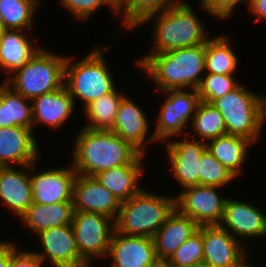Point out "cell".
Returning a JSON list of instances; mask_svg holds the SVG:
<instances>
[{"label":"cell","mask_w":266,"mask_h":267,"mask_svg":"<svg viewBox=\"0 0 266 267\" xmlns=\"http://www.w3.org/2000/svg\"><path fill=\"white\" fill-rule=\"evenodd\" d=\"M72 166L94 177L101 171L131 164L141 153L111 130L82 127L74 138Z\"/></svg>","instance_id":"6da1fadb"},{"label":"cell","mask_w":266,"mask_h":267,"mask_svg":"<svg viewBox=\"0 0 266 267\" xmlns=\"http://www.w3.org/2000/svg\"><path fill=\"white\" fill-rule=\"evenodd\" d=\"M205 44L151 54L140 66L158 91L198 89L205 75ZM203 74V75H202Z\"/></svg>","instance_id":"7a4b0ae2"},{"label":"cell","mask_w":266,"mask_h":267,"mask_svg":"<svg viewBox=\"0 0 266 267\" xmlns=\"http://www.w3.org/2000/svg\"><path fill=\"white\" fill-rule=\"evenodd\" d=\"M189 3L184 2L170 9L150 16L145 22L154 20L153 48L142 56L136 66H140L151 54H160L173 49L205 44L208 39L205 25L197 17Z\"/></svg>","instance_id":"3957f363"},{"label":"cell","mask_w":266,"mask_h":267,"mask_svg":"<svg viewBox=\"0 0 266 267\" xmlns=\"http://www.w3.org/2000/svg\"><path fill=\"white\" fill-rule=\"evenodd\" d=\"M111 47L101 49L100 46L91 50L84 58L72 63L67 57L65 63L64 86L75 99L83 101L84 108L91 102L116 89L114 79L104 52Z\"/></svg>","instance_id":"277c9868"},{"label":"cell","mask_w":266,"mask_h":267,"mask_svg":"<svg viewBox=\"0 0 266 267\" xmlns=\"http://www.w3.org/2000/svg\"><path fill=\"white\" fill-rule=\"evenodd\" d=\"M175 209V197L154 194L146 189L120 205L115 231L124 235L153 238Z\"/></svg>","instance_id":"5b68a950"},{"label":"cell","mask_w":266,"mask_h":267,"mask_svg":"<svg viewBox=\"0 0 266 267\" xmlns=\"http://www.w3.org/2000/svg\"><path fill=\"white\" fill-rule=\"evenodd\" d=\"M67 56L40 48L27 63L4 81L15 92L32 100L64 87Z\"/></svg>","instance_id":"8992f818"},{"label":"cell","mask_w":266,"mask_h":267,"mask_svg":"<svg viewBox=\"0 0 266 267\" xmlns=\"http://www.w3.org/2000/svg\"><path fill=\"white\" fill-rule=\"evenodd\" d=\"M246 89L241 83L212 104L221 113L227 134L240 136L252 143L260 137L264 125L263 96Z\"/></svg>","instance_id":"52a82bcc"},{"label":"cell","mask_w":266,"mask_h":267,"mask_svg":"<svg viewBox=\"0 0 266 267\" xmlns=\"http://www.w3.org/2000/svg\"><path fill=\"white\" fill-rule=\"evenodd\" d=\"M71 224L80 256L90 267L96 257L108 255L115 220L100 213L74 211Z\"/></svg>","instance_id":"ba28073f"},{"label":"cell","mask_w":266,"mask_h":267,"mask_svg":"<svg viewBox=\"0 0 266 267\" xmlns=\"http://www.w3.org/2000/svg\"><path fill=\"white\" fill-rule=\"evenodd\" d=\"M162 93H164L166 100L156 116L157 120L155 119L157 125L153 135L156 141L161 142L163 140L165 142L172 136L180 135L183 130L185 131V138H188L186 126H190V119L192 120L191 117L194 116L201 101L198 91L196 89H192L191 92L168 90Z\"/></svg>","instance_id":"9c48e42d"},{"label":"cell","mask_w":266,"mask_h":267,"mask_svg":"<svg viewBox=\"0 0 266 267\" xmlns=\"http://www.w3.org/2000/svg\"><path fill=\"white\" fill-rule=\"evenodd\" d=\"M218 188L200 184L184 188L175 197V208L199 226L219 225L227 198L217 192Z\"/></svg>","instance_id":"30bf717a"},{"label":"cell","mask_w":266,"mask_h":267,"mask_svg":"<svg viewBox=\"0 0 266 267\" xmlns=\"http://www.w3.org/2000/svg\"><path fill=\"white\" fill-rule=\"evenodd\" d=\"M203 264L207 267H252L245 242L219 225L202 226Z\"/></svg>","instance_id":"8fae6325"},{"label":"cell","mask_w":266,"mask_h":267,"mask_svg":"<svg viewBox=\"0 0 266 267\" xmlns=\"http://www.w3.org/2000/svg\"><path fill=\"white\" fill-rule=\"evenodd\" d=\"M43 251L34 253L54 267H90L80 256L72 224L52 227L37 234Z\"/></svg>","instance_id":"7c38bea8"},{"label":"cell","mask_w":266,"mask_h":267,"mask_svg":"<svg viewBox=\"0 0 266 267\" xmlns=\"http://www.w3.org/2000/svg\"><path fill=\"white\" fill-rule=\"evenodd\" d=\"M35 164L30 165L33 203L50 205L72 202L73 184L77 175L74 167L69 165L34 173Z\"/></svg>","instance_id":"4fadbf2b"},{"label":"cell","mask_w":266,"mask_h":267,"mask_svg":"<svg viewBox=\"0 0 266 267\" xmlns=\"http://www.w3.org/2000/svg\"><path fill=\"white\" fill-rule=\"evenodd\" d=\"M108 256L113 261L110 267H157L160 264L153 238L116 231L111 238Z\"/></svg>","instance_id":"5bb4252c"},{"label":"cell","mask_w":266,"mask_h":267,"mask_svg":"<svg viewBox=\"0 0 266 267\" xmlns=\"http://www.w3.org/2000/svg\"><path fill=\"white\" fill-rule=\"evenodd\" d=\"M148 120L144 110L125 95L118 106L114 125L110 130L146 155L147 144L156 141L153 134L150 138L147 137L150 130Z\"/></svg>","instance_id":"9a60e30c"},{"label":"cell","mask_w":266,"mask_h":267,"mask_svg":"<svg viewBox=\"0 0 266 267\" xmlns=\"http://www.w3.org/2000/svg\"><path fill=\"white\" fill-rule=\"evenodd\" d=\"M184 139L181 141H165L170 168L182 189L199 185L200 157L207 149L206 142Z\"/></svg>","instance_id":"2e32d148"},{"label":"cell","mask_w":266,"mask_h":267,"mask_svg":"<svg viewBox=\"0 0 266 267\" xmlns=\"http://www.w3.org/2000/svg\"><path fill=\"white\" fill-rule=\"evenodd\" d=\"M74 211L100 213L117 219L121 203L94 177L77 174L73 184Z\"/></svg>","instance_id":"e0dca14e"},{"label":"cell","mask_w":266,"mask_h":267,"mask_svg":"<svg viewBox=\"0 0 266 267\" xmlns=\"http://www.w3.org/2000/svg\"><path fill=\"white\" fill-rule=\"evenodd\" d=\"M250 202L238 201L227 197L224 215L219 226L234 238L263 237L266 234V214ZM224 223V224H223Z\"/></svg>","instance_id":"ac0fdd59"},{"label":"cell","mask_w":266,"mask_h":267,"mask_svg":"<svg viewBox=\"0 0 266 267\" xmlns=\"http://www.w3.org/2000/svg\"><path fill=\"white\" fill-rule=\"evenodd\" d=\"M34 130L21 126L0 128V167L26 166L39 161Z\"/></svg>","instance_id":"d6986e66"},{"label":"cell","mask_w":266,"mask_h":267,"mask_svg":"<svg viewBox=\"0 0 266 267\" xmlns=\"http://www.w3.org/2000/svg\"><path fill=\"white\" fill-rule=\"evenodd\" d=\"M21 168L0 167V202L20 218L33 203L30 165Z\"/></svg>","instance_id":"ffe728a7"},{"label":"cell","mask_w":266,"mask_h":267,"mask_svg":"<svg viewBox=\"0 0 266 267\" xmlns=\"http://www.w3.org/2000/svg\"><path fill=\"white\" fill-rule=\"evenodd\" d=\"M198 228L199 225L194 220L175 208L153 236L158 261L165 263Z\"/></svg>","instance_id":"44dd1931"},{"label":"cell","mask_w":266,"mask_h":267,"mask_svg":"<svg viewBox=\"0 0 266 267\" xmlns=\"http://www.w3.org/2000/svg\"><path fill=\"white\" fill-rule=\"evenodd\" d=\"M31 102L33 129L38 123L52 129L60 128L71 117L76 106L65 86L51 93L37 96Z\"/></svg>","instance_id":"7402d4cb"},{"label":"cell","mask_w":266,"mask_h":267,"mask_svg":"<svg viewBox=\"0 0 266 267\" xmlns=\"http://www.w3.org/2000/svg\"><path fill=\"white\" fill-rule=\"evenodd\" d=\"M144 157V154H140L131 164L101 171L94 178L120 203L128 201L143 188L139 186V181L145 172L143 169L145 168L143 166Z\"/></svg>","instance_id":"603a6c76"},{"label":"cell","mask_w":266,"mask_h":267,"mask_svg":"<svg viewBox=\"0 0 266 267\" xmlns=\"http://www.w3.org/2000/svg\"><path fill=\"white\" fill-rule=\"evenodd\" d=\"M23 32L7 29L0 40V69L6 74L20 70L40 49Z\"/></svg>","instance_id":"cb8c5ba5"},{"label":"cell","mask_w":266,"mask_h":267,"mask_svg":"<svg viewBox=\"0 0 266 267\" xmlns=\"http://www.w3.org/2000/svg\"><path fill=\"white\" fill-rule=\"evenodd\" d=\"M73 214L72 202H60L50 205L32 203L20 219L26 224L27 229L37 235L52 227L71 224Z\"/></svg>","instance_id":"d4e9b609"},{"label":"cell","mask_w":266,"mask_h":267,"mask_svg":"<svg viewBox=\"0 0 266 267\" xmlns=\"http://www.w3.org/2000/svg\"><path fill=\"white\" fill-rule=\"evenodd\" d=\"M253 144L244 137L223 135L206 143L207 150L236 178L242 172L244 161L248 157L249 145Z\"/></svg>","instance_id":"484cf974"},{"label":"cell","mask_w":266,"mask_h":267,"mask_svg":"<svg viewBox=\"0 0 266 267\" xmlns=\"http://www.w3.org/2000/svg\"><path fill=\"white\" fill-rule=\"evenodd\" d=\"M13 126L33 130L32 102L3 82L0 84V128Z\"/></svg>","instance_id":"4316f807"},{"label":"cell","mask_w":266,"mask_h":267,"mask_svg":"<svg viewBox=\"0 0 266 267\" xmlns=\"http://www.w3.org/2000/svg\"><path fill=\"white\" fill-rule=\"evenodd\" d=\"M225 35L208 38L205 43V72L219 75L234 74L238 57Z\"/></svg>","instance_id":"83f0119b"},{"label":"cell","mask_w":266,"mask_h":267,"mask_svg":"<svg viewBox=\"0 0 266 267\" xmlns=\"http://www.w3.org/2000/svg\"><path fill=\"white\" fill-rule=\"evenodd\" d=\"M190 125L191 133L187 132V136L192 138L197 136L200 141H206V143L227 134L225 122L219 110L212 103L204 101L199 102Z\"/></svg>","instance_id":"f1b7e54d"},{"label":"cell","mask_w":266,"mask_h":267,"mask_svg":"<svg viewBox=\"0 0 266 267\" xmlns=\"http://www.w3.org/2000/svg\"><path fill=\"white\" fill-rule=\"evenodd\" d=\"M124 96L125 94L115 89L113 92L105 94L89 103L84 108V113L89 123H86L83 127L110 130L114 125L118 106Z\"/></svg>","instance_id":"f546056e"},{"label":"cell","mask_w":266,"mask_h":267,"mask_svg":"<svg viewBox=\"0 0 266 267\" xmlns=\"http://www.w3.org/2000/svg\"><path fill=\"white\" fill-rule=\"evenodd\" d=\"M40 0H0V20L6 29L29 31ZM25 29V30H24Z\"/></svg>","instance_id":"4dcf8cb0"},{"label":"cell","mask_w":266,"mask_h":267,"mask_svg":"<svg viewBox=\"0 0 266 267\" xmlns=\"http://www.w3.org/2000/svg\"><path fill=\"white\" fill-rule=\"evenodd\" d=\"M181 0H132L129 6L121 12L123 27L131 32L133 28L144 24L153 15L164 12L171 7L182 4Z\"/></svg>","instance_id":"1f68e13d"},{"label":"cell","mask_w":266,"mask_h":267,"mask_svg":"<svg viewBox=\"0 0 266 267\" xmlns=\"http://www.w3.org/2000/svg\"><path fill=\"white\" fill-rule=\"evenodd\" d=\"M164 264L168 267H192L203 264L202 226H199Z\"/></svg>","instance_id":"d6a6232c"},{"label":"cell","mask_w":266,"mask_h":267,"mask_svg":"<svg viewBox=\"0 0 266 267\" xmlns=\"http://www.w3.org/2000/svg\"><path fill=\"white\" fill-rule=\"evenodd\" d=\"M199 162L200 185L221 188L236 179L207 149L202 153Z\"/></svg>","instance_id":"836d02e7"},{"label":"cell","mask_w":266,"mask_h":267,"mask_svg":"<svg viewBox=\"0 0 266 267\" xmlns=\"http://www.w3.org/2000/svg\"><path fill=\"white\" fill-rule=\"evenodd\" d=\"M239 84L235 80L234 74L219 75L207 73L203 76L197 91L201 101L212 103L215 99L234 90Z\"/></svg>","instance_id":"e575fe53"},{"label":"cell","mask_w":266,"mask_h":267,"mask_svg":"<svg viewBox=\"0 0 266 267\" xmlns=\"http://www.w3.org/2000/svg\"><path fill=\"white\" fill-rule=\"evenodd\" d=\"M60 4L81 21L92 16L102 6H109L105 0H60Z\"/></svg>","instance_id":"d590c367"},{"label":"cell","mask_w":266,"mask_h":267,"mask_svg":"<svg viewBox=\"0 0 266 267\" xmlns=\"http://www.w3.org/2000/svg\"><path fill=\"white\" fill-rule=\"evenodd\" d=\"M245 1L249 7L251 0H202L201 8L211 16L218 17L219 19H226L233 14L236 6Z\"/></svg>","instance_id":"8d00e7d4"},{"label":"cell","mask_w":266,"mask_h":267,"mask_svg":"<svg viewBox=\"0 0 266 267\" xmlns=\"http://www.w3.org/2000/svg\"><path fill=\"white\" fill-rule=\"evenodd\" d=\"M14 243H12V255L10 257L9 267H41L42 260L33 252L20 251Z\"/></svg>","instance_id":"74e56055"},{"label":"cell","mask_w":266,"mask_h":267,"mask_svg":"<svg viewBox=\"0 0 266 267\" xmlns=\"http://www.w3.org/2000/svg\"><path fill=\"white\" fill-rule=\"evenodd\" d=\"M248 10L257 15L254 21H259L260 18L266 21V0H251Z\"/></svg>","instance_id":"f35d334b"},{"label":"cell","mask_w":266,"mask_h":267,"mask_svg":"<svg viewBox=\"0 0 266 267\" xmlns=\"http://www.w3.org/2000/svg\"><path fill=\"white\" fill-rule=\"evenodd\" d=\"M12 255V242L0 240V267H9Z\"/></svg>","instance_id":"ab89813d"},{"label":"cell","mask_w":266,"mask_h":267,"mask_svg":"<svg viewBox=\"0 0 266 267\" xmlns=\"http://www.w3.org/2000/svg\"><path fill=\"white\" fill-rule=\"evenodd\" d=\"M105 1L109 5L108 8L112 9L114 14L119 15L129 6L132 0H105Z\"/></svg>","instance_id":"60d3db41"},{"label":"cell","mask_w":266,"mask_h":267,"mask_svg":"<svg viewBox=\"0 0 266 267\" xmlns=\"http://www.w3.org/2000/svg\"><path fill=\"white\" fill-rule=\"evenodd\" d=\"M6 30L7 29L5 28L4 24L0 20V40L2 39V36L4 35V33H5Z\"/></svg>","instance_id":"b9f144b4"},{"label":"cell","mask_w":266,"mask_h":267,"mask_svg":"<svg viewBox=\"0 0 266 267\" xmlns=\"http://www.w3.org/2000/svg\"><path fill=\"white\" fill-rule=\"evenodd\" d=\"M264 117H266V96H263Z\"/></svg>","instance_id":"7bdbcfd3"},{"label":"cell","mask_w":266,"mask_h":267,"mask_svg":"<svg viewBox=\"0 0 266 267\" xmlns=\"http://www.w3.org/2000/svg\"><path fill=\"white\" fill-rule=\"evenodd\" d=\"M192 267H207L205 264H200V265H196V266H192Z\"/></svg>","instance_id":"ee69618b"},{"label":"cell","mask_w":266,"mask_h":267,"mask_svg":"<svg viewBox=\"0 0 266 267\" xmlns=\"http://www.w3.org/2000/svg\"><path fill=\"white\" fill-rule=\"evenodd\" d=\"M157 267H168L164 263H160Z\"/></svg>","instance_id":"f6af8a7d"}]
</instances>
